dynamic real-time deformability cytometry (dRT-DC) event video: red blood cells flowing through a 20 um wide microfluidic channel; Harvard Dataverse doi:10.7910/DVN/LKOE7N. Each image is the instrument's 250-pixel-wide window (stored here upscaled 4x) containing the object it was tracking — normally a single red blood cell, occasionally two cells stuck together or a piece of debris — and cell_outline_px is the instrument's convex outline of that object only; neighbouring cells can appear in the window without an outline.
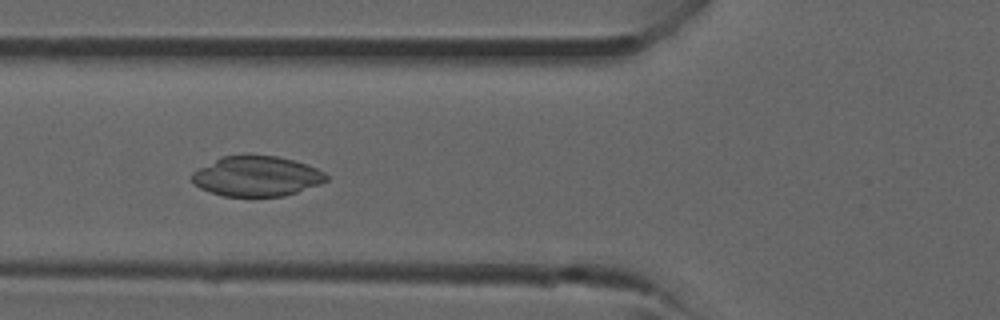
{"species": "common noctule bat (a hibernating species)", "species_latin": "Nyctalus noctula", "temperature_condition": "room temperature", "stored_images_in_passage": 23, "camera_frame_rate_fps": 3000, "um_per_image_px": 0.085, "animal": {"sex": "male", "forearm_length_mm": 52.5}, "frame": {"image": 1, "passage_image": 4, "time_ms": 1.0, "image_size_px": [1000, 320], "cell_outline_px": [[328, 180], [320, 184], [284, 196], [224, 196], [200, 188], [192, 184], [192, 172], [224, 156], [248, 152], [276, 156], [292, 160], [316, 168], [324, 172], [328, 176]], "centroid_in_image_um": [21.81, 14.95], "position_along_channel_um": 104.0, "area_um2": 31.62}}
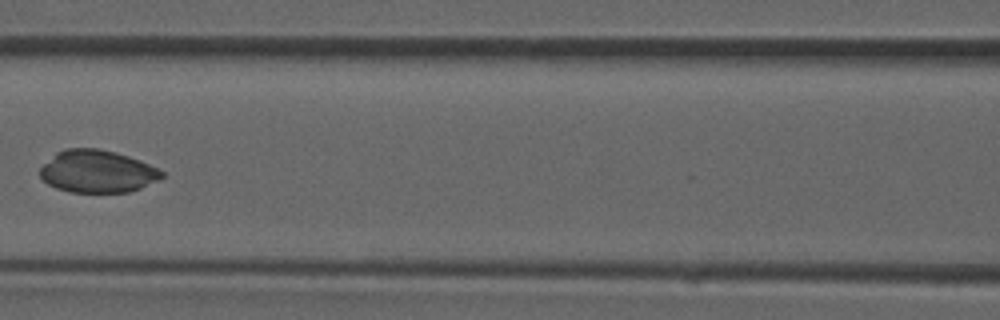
{"frame": {"image": 2, "passage_image": 7, "time_ms": 2.0, "image_size_px": [1000, 320], "cell_outline_px": [[164, 176], [140, 188], [128, 192], [72, 192], [56, 188], [48, 184], [40, 176], [40, 168], [56, 152], [64, 148], [96, 148], [128, 156], [140, 160], [164, 172]], "centroid_in_image_um": [8.24, 14.57], "position_along_channel_um": 158.4, "area_um2": 29.82}}